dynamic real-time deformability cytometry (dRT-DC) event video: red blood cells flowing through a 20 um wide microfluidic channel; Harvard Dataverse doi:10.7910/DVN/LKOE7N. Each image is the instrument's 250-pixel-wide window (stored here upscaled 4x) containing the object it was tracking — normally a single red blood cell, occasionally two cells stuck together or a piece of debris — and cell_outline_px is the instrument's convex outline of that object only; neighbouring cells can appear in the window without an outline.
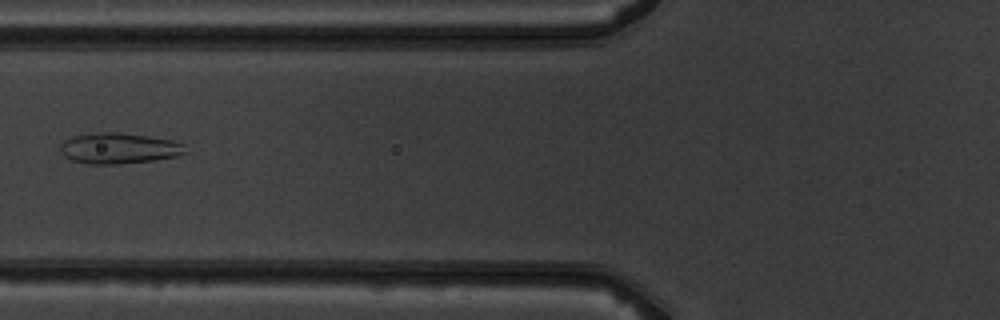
{"species": "common noctule bat (a hibernating species)", "species_latin": "Nyctalus noctula", "temperature_condition": "warm", "stored_images_in_passage": 7, "camera_frame_rate_fps": 3000, "um_per_image_px": 0.085, "animal": {"sex": "male", "body_mass_g": 19.5, "forearm_length_mm": 54.6}, "frame": {"image": 1, "passage_image": 6, "time_ms": 6.0, "image_size_px": [1000, 320], "cell_outline_px": [[188, 152], [176, 156], [152, 160], [120, 164], [88, 164], [72, 160], [64, 156], [60, 152], [60, 144], [64, 140], [72, 136], [100, 132], [116, 132], [148, 136], [172, 140], [184, 144]], "centroid_in_image_um": [10.09, 12.6], "position_along_channel_um": 115.7, "area_um2": 22.48}}